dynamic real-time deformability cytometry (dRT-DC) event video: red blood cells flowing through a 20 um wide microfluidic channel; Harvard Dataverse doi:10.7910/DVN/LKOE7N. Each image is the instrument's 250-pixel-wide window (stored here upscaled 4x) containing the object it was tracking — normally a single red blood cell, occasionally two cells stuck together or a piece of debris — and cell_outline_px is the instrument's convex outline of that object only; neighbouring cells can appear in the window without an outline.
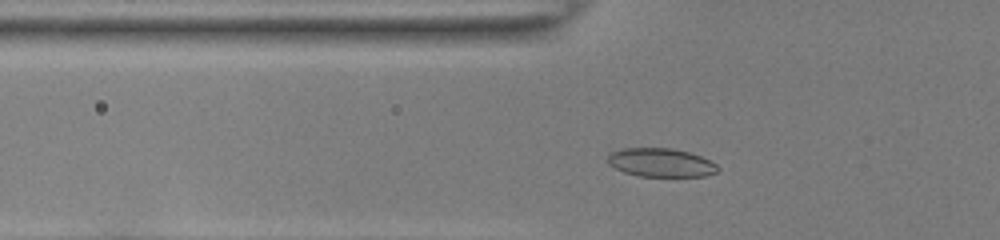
{"species": "common noctule bat (a hibernating species)", "species_latin": "Nyctalus noctula", "temperature_condition": "room temperature", "stored_images_in_passage": 48, "camera_frame_rate_fps": 3000, "um_per_image_px": 0.085, "animal": {"sex": "female", "body_mass_g": 22.0, "forearm_length_mm": 56.7}, "frame": {"image": 1, "passage_image": 13, "time_ms": 4.0, "image_size_px": [1000, 240], "cell_outline_px": [[720, 168], [716, 172], [704, 176], [640, 176], [624, 172], [608, 164], [608, 156], [612, 152], [624, 148], [672, 148], [688, 152], [700, 156], [716, 164]], "centroid_in_image_um": [56.17, 13.82], "position_along_channel_um": 69.6, "area_um2": 18.15}}
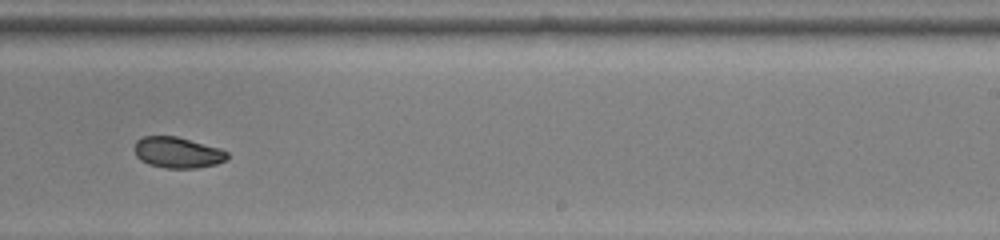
{"frame": {"image": 2, "passage_image": 29, "time_ms": 9.333, "image_size_px": [1000, 240], "cell_outline_px": [[228, 160], [216, 164], [200, 168], [164, 168], [148, 164], [140, 160], [136, 156], [132, 148], [136, 140], [144, 136], [176, 136], [220, 148], [228, 152]], "centroid_in_image_um": [15.07, 12.97], "position_along_channel_um": 273.9, "area_um2": 17.05}}
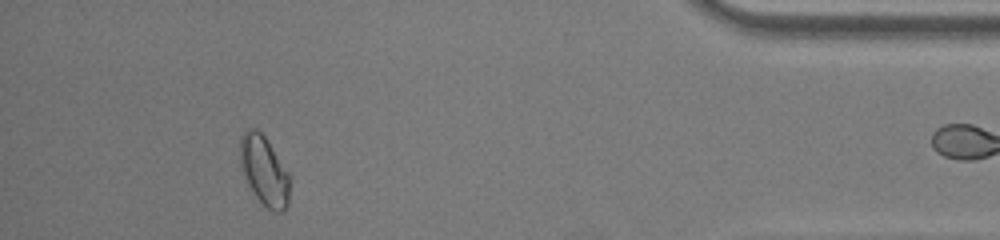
{"frame": {"image": 3, "passage_image": 43, "time_ms": 14.0, "image_size_px": [1000, 240], "cell_outline_px": [[288, 208], [280, 212], [272, 212], [256, 196], [244, 176], [240, 168], [240, 136], [248, 128], [256, 128], [264, 136], [288, 172]], "centroid_in_image_um": [22.43, 14.5], "position_along_channel_um": 412.8, "area_um2": 19.71}, "authors_computed_cell_mechanics": {"area_um2": 17.8024, "velocity_mm_per_s": 3.8713, "shape_relaxation_time_tau1_ms": 8.7222, "shape_relaxation_time_tau2_ms": null, "deformation_change_tau1": 0.1681, "deformation_change_tau2": null}}